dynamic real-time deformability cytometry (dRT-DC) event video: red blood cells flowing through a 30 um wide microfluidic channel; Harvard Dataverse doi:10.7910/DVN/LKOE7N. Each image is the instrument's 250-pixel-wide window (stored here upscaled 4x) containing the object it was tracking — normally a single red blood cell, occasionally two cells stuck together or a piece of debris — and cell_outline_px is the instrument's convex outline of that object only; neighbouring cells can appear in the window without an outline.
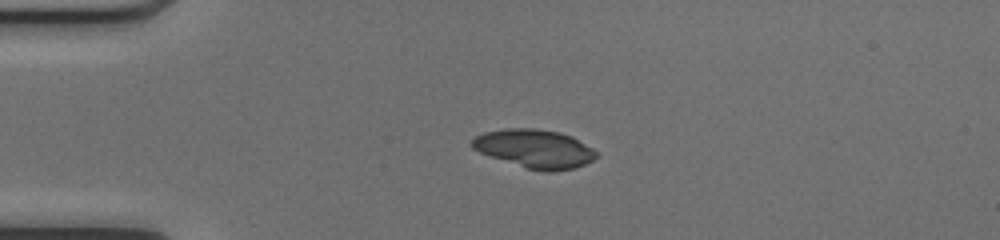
{"species": "common noctule bat (a hibernating species)", "species_latin": "Nyctalus noctula", "temperature_condition": "cold", "stored_images_in_passage": 38, "camera_frame_rate_fps": 3000, "um_per_image_px": 0.085, "animal": {"sex": "female", "body_mass_g": 17.0, "forearm_length_mm": 48.0}, "frame": {"image": 1, "passage_image": 1, "time_ms": 0.0, "image_size_px": [1000, 240], "cell_outline_px": [[600, 156], [584, 164], [572, 168], [552, 172], [544, 172], [528, 168], [480, 152], [472, 148], [468, 144], [476, 136], [484, 132], [508, 128], [536, 128], [560, 132], [572, 136], [592, 148]], "centroid_in_image_um": [45.46, 12.62], "position_along_channel_um": 39.5, "area_um2": 27.69}}
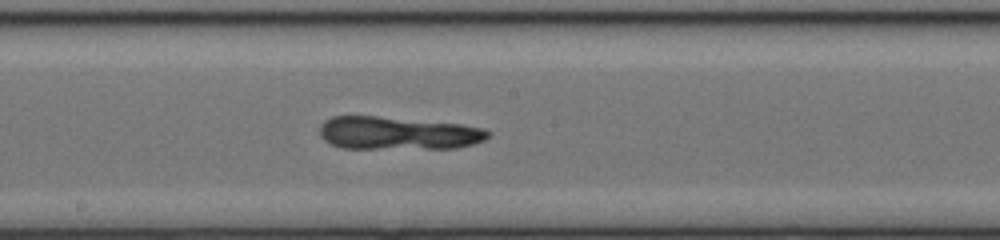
{"frame": {"image": 2, "passage_image": 16, "time_ms": 5.0, "image_size_px": [1000, 240], "cell_outline_px": [[492, 132], [484, 140], [472, 144], [456, 148], [340, 148], [324, 140], [320, 136], [320, 124], [324, 120], [332, 116], [376, 116], [460, 124], [484, 128]], "centroid_in_image_um": [33.8, 11.32], "position_along_channel_um": 214.4, "area_um2": 32.31}}
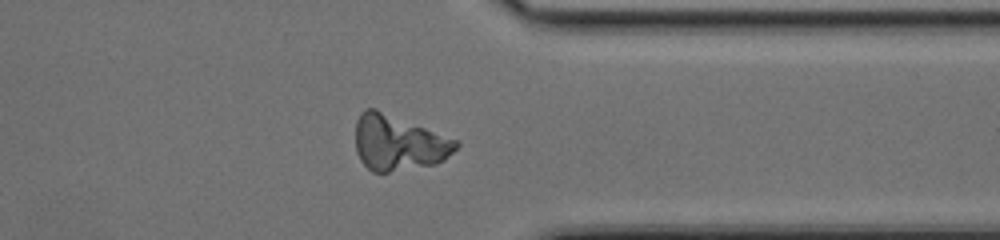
{"frame": {"image": 3, "passage_image": 28, "time_ms": 9.0, "image_size_px": [1000, 240], "cell_outline_px": [[460, 144], [444, 160], [436, 164], [388, 172], [372, 172], [360, 160], [356, 152], [356, 120], [360, 112], [364, 108], [376, 108], [460, 140]], "centroid_in_image_um": [33.87, 12.12], "position_along_channel_um": 377.5, "area_um2": 32.83}}